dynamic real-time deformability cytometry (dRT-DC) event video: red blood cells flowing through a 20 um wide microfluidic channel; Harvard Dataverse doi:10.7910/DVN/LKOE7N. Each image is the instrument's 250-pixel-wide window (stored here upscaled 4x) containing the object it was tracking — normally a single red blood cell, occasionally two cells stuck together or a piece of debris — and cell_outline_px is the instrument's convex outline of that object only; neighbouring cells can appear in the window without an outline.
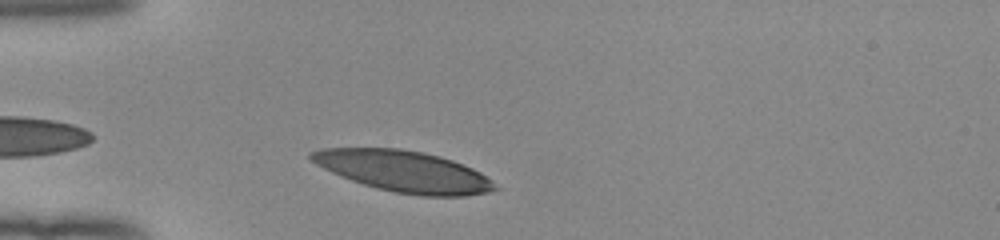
{"species": "human", "species_latin": "Homo sapiens", "temperature_condition": "room temperature", "stored_images_in_passage": 30, "camera_frame_rate_fps": 3000, "um_per_image_px": 0.085, "donor": {"sex": "female"}, "frame": {"image": 1, "passage_image": 3, "time_ms": 0.667, "image_size_px": [1000, 240], "cell_outline_px": [[500, 188], [488, 192], [464, 196], [420, 196], [396, 192], [376, 188], [340, 176], [316, 164], [308, 156], [308, 152], [320, 148], [400, 148], [440, 156], [452, 160], [472, 168], [480, 172], [492, 180]], "centroid_in_image_um": [34.32, 14.56], "position_along_channel_um": 50.7, "area_um2": 43.99}}
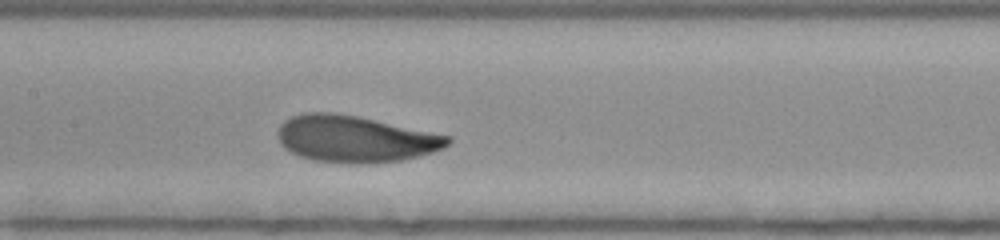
{"frame": {"image": 2, "passage_image": 14, "time_ms": 4.333, "image_size_px": [1000, 240], "cell_outline_px": [[452, 140], [444, 148], [432, 152], [400, 160], [368, 164], [348, 164], [312, 160], [300, 156], [284, 148], [280, 144], [276, 132], [280, 124], [284, 120], [300, 112], [336, 112], [356, 116], [452, 136]], "centroid_in_image_um": [30.14, 11.81], "position_along_channel_um": 177.3, "area_um2": 46.53}}
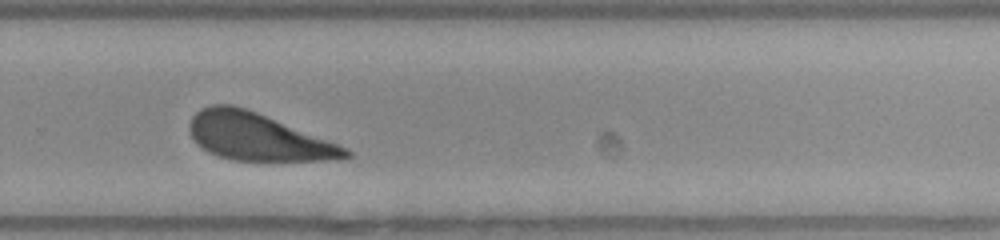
{"frame": {"image": 3, "passage_image": 24, "time_ms": 7.667, "image_size_px": [1000, 240], "cell_outline_px": [[352, 156], [328, 160], [232, 160], [208, 152], [196, 144], [188, 128], [188, 124], [192, 116], [200, 108], [212, 104], [232, 104], [256, 112], [348, 148], [352, 152]], "centroid_in_image_um": [21.84, 11.62], "position_along_channel_um": 308.0, "area_um2": 42.48}, "authors_computed_cell_mechanics": {"area_um2": 45.4308, "velocity_mm_per_s": 3.934, "shape_relaxation_time_tau1_ms": 3.2528, "shape_relaxation_time_tau2_ms": 8.2063, "deformation_change_tau1": 0.1856, "deformation_change_tau2": 0.1743}}